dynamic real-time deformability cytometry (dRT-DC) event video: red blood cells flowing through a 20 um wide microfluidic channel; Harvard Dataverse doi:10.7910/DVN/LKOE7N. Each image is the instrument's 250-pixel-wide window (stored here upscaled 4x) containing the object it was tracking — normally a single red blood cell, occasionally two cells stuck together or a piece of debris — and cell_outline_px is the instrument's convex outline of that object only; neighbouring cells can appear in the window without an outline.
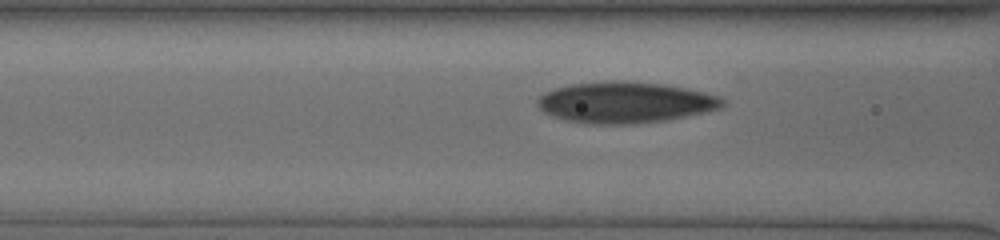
{"species": "human", "species_latin": "Homo sapiens", "temperature_condition": "cold", "stored_images_in_passage": 10, "camera_frame_rate_fps": 3000, "um_per_image_px": 0.085, "donor": {"sex": "male"}, "frame": {"image": 1, "passage_image": 7, "time_ms": 2.0, "image_size_px": [1000, 240], "cell_outline_px": [[724, 104], [720, 108], [668, 120], [632, 124], [592, 124], [564, 120], [552, 116], [544, 112], [536, 104], [536, 100], [544, 92], [552, 88], [568, 84], [608, 80], [620, 80], [664, 84], [704, 92], [720, 96], [724, 100]], "centroid_in_image_um": [53.08, 8.69], "position_along_channel_um": 113.5, "area_um2": 44.68}}